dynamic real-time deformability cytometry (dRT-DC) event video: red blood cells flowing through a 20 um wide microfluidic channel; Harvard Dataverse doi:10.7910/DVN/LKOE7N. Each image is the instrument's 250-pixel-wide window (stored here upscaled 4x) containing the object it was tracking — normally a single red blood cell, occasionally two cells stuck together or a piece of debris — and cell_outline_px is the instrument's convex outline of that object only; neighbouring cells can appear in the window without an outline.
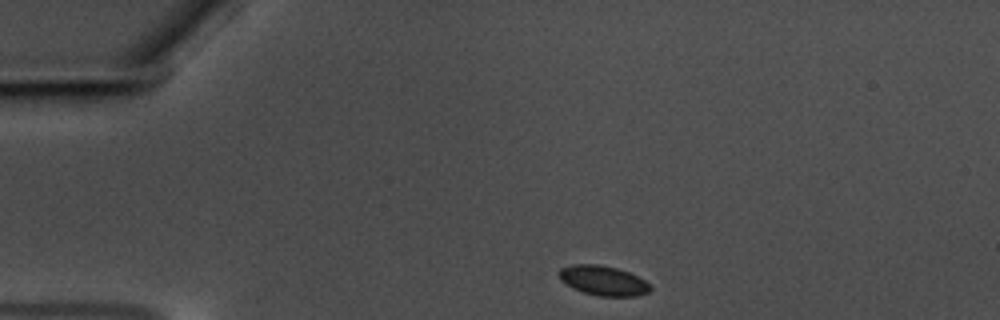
{"species": "common noctule bat (a hibernating species)", "species_latin": "Nyctalus noctula", "temperature_condition": "warm", "stored_images_in_passage": 47, "camera_frame_rate_fps": 3000, "um_per_image_px": 0.085, "animal": {"sex": "male", "body_mass_g": 17.5, "forearm_length_mm": 52.3}, "frame": {"image": 1, "passage_image": 1, "time_ms": 0.0, "image_size_px": [1000, 320], "cell_outline_px": [[652, 288], [648, 292], [636, 296], [596, 296], [572, 288], [560, 280], [556, 272], [560, 268], [572, 264], [600, 264], [616, 268], [628, 272], [644, 280]], "centroid_in_image_um": [51.21, 23.84], "position_along_channel_um": 33.8, "area_um2": 15.9}}
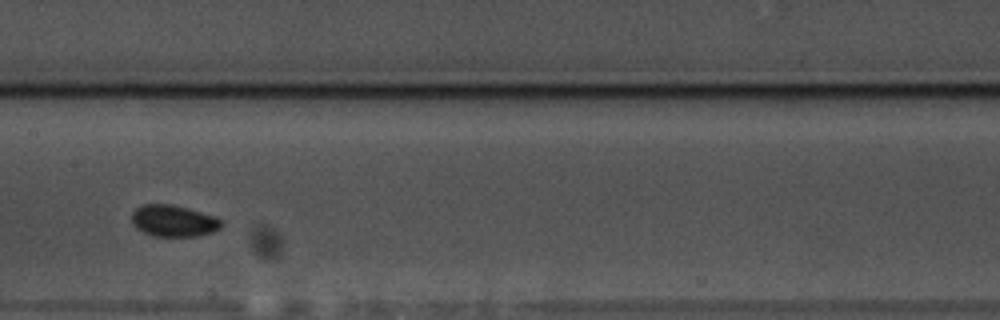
{"frame": {"image": 2, "passage_image": 19, "time_ms": 6.0, "image_size_px": [1000, 320], "cell_outline_px": [[224, 224], [220, 228], [212, 232], [196, 236], [152, 236], [136, 228], [132, 224], [132, 212], [136, 208], [144, 204], [172, 204], [188, 208], [216, 216], [224, 220]], "centroid_in_image_um": [14.78, 18.77], "position_along_channel_um": 192.6, "area_um2": 16.7}}
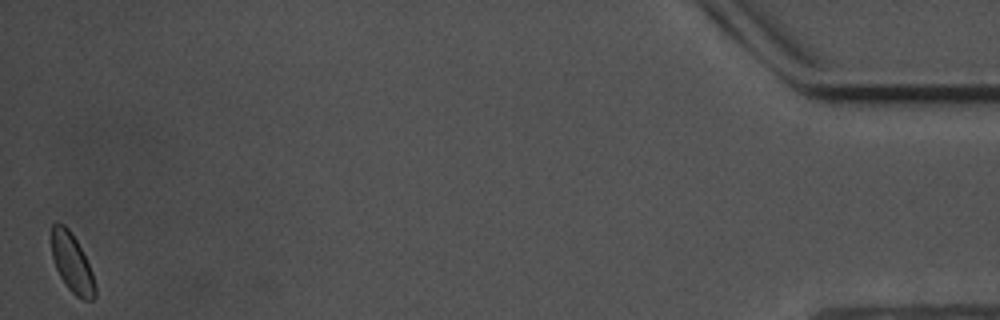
{"frame": {"image": 3, "passage_image": 47, "time_ms": 15.333, "image_size_px": [1000, 320], "cell_outline_px": [[96, 296], [92, 300], [84, 300], [76, 296], [68, 288], [60, 276], [56, 268], [52, 256], [52, 224], [64, 224], [68, 228], [76, 240], [92, 272], [96, 284]], "centroid_in_image_um": [6.14, 22.4], "position_along_channel_um": 429.1, "area_um2": 14.68}, "authors_computed_cell_mechanics": {"area_um2": 15.7794, "velocity_mm_per_s": 3.5036, "shape_relaxation_time_tau1_ms": 1.194, "shape_relaxation_time_tau2_ms": 3.6127, "deformation_change_tau1": 0.0354, "deformation_change_tau2": 0.0573}}